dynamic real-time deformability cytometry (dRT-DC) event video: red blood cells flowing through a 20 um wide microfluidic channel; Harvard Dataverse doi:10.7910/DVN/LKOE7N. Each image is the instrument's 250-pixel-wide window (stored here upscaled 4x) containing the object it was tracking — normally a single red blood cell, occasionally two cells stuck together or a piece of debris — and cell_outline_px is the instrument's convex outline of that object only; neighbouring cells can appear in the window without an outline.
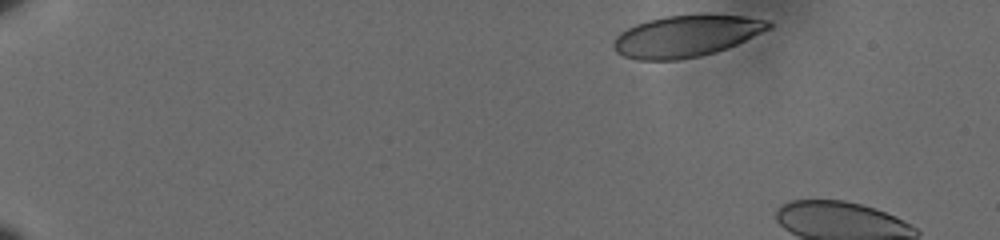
{"species": "human", "species_latin": "Homo sapiens", "temperature_condition": "cold", "stored_images_in_passage": 9, "camera_frame_rate_fps": 3000, "um_per_image_px": 0.085, "donor": {"sex": "male"}, "frame": {"image": 1, "passage_image": 2, "time_ms": 0.333, "image_size_px": [1000, 240], "cell_outline_px": [[772, 28], [728, 48], [716, 52], [700, 56], [676, 60], [636, 60], [624, 56], [616, 52], [612, 44], [616, 36], [620, 32], [636, 24], [648, 20], [664, 16], [704, 12], [708, 12], [744, 16], [772, 20]], "centroid_in_image_um": [58.38, 3.03], "position_along_channel_um": 26.6, "area_um2": 38.55}}